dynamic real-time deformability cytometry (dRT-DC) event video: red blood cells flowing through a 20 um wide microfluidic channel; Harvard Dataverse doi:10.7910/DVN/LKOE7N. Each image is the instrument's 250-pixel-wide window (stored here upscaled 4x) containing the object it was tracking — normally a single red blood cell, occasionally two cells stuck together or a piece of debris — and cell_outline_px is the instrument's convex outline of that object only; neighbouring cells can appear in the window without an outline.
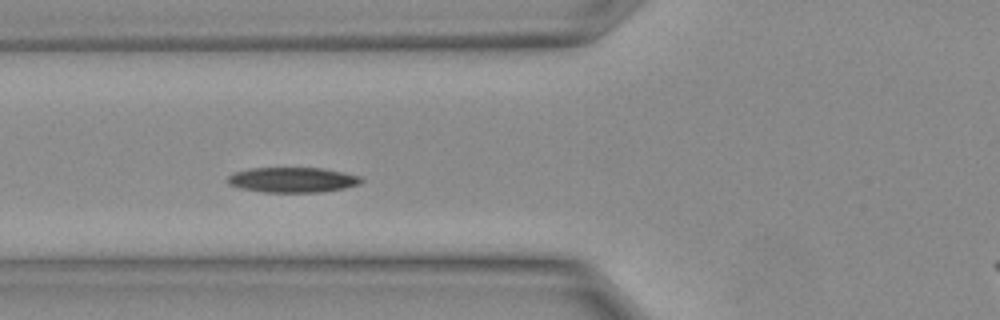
{"species": "Egyptian fruit bat (a non-hibernating species)", "species_latin": "Rousettus aegyptiacus", "temperature_condition": "warm", "stored_images_in_passage": 12, "camera_frame_rate_fps": 3000, "um_per_image_px": 0.085, "animal": {"sex": "female"}, "frame": {"image": 1, "passage_image": 7, "time_ms": 2.0, "image_size_px": [1000, 320], "cell_outline_px": [[364, 180], [360, 184], [344, 188], [320, 192], [264, 192], [240, 188], [228, 184], [228, 176], [232, 172], [248, 168], [324, 168], [344, 172], [360, 176]], "centroid_in_image_um": [24.86, 15.28], "position_along_channel_um": 100.9, "area_um2": 19.71}}
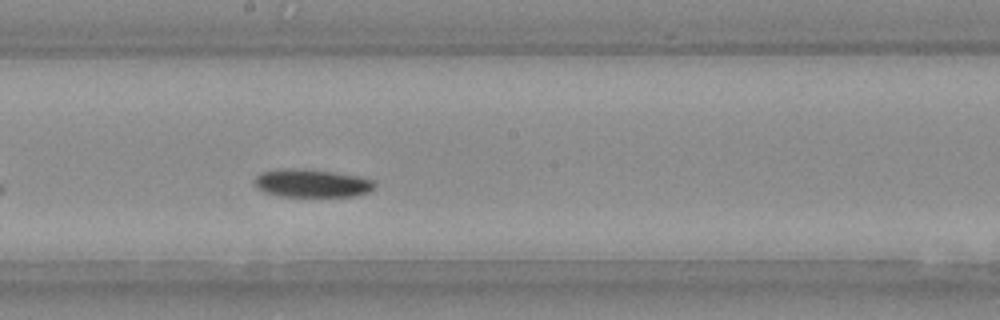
{"frame": {"image": 2, "passage_image": 12, "time_ms": 3.667, "image_size_px": [1000, 320], "cell_outline_px": [[376, 188], [368, 192], [352, 196], [280, 196], [264, 192], [256, 188], [256, 176], [260, 172], [284, 168], [288, 168], [332, 172], [360, 176], [376, 180]], "centroid_in_image_um": [26.54, 15.58], "position_along_channel_um": 221.7, "area_um2": 19.59}}